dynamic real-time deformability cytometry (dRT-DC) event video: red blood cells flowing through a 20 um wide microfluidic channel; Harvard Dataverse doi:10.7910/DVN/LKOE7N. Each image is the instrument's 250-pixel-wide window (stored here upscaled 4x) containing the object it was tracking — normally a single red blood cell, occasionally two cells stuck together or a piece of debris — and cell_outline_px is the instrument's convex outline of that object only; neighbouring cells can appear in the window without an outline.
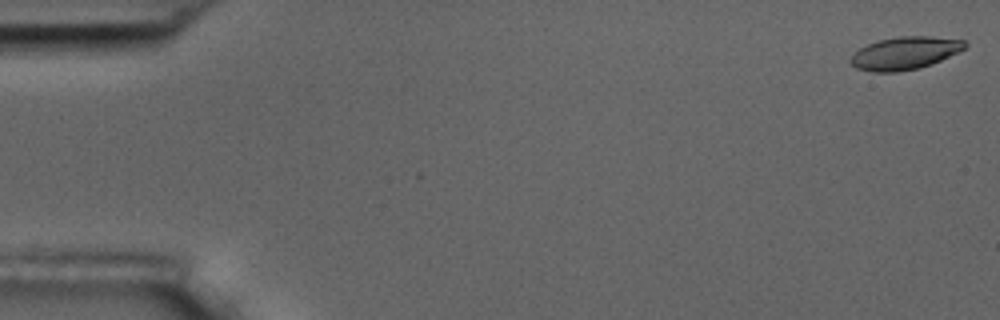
{"species": "common noctule bat (a hibernating species)", "species_latin": "Nyctalus noctula", "temperature_condition": "room temperature", "stored_images_in_passage": 5, "camera_frame_rate_fps": 3000, "um_per_image_px": 0.085, "animal": {"sex": "male", "body_mass_g": 17.5, "forearm_length_mm": 52.3}, "frame": {"image": 1, "passage_image": 1, "time_ms": 0.0, "image_size_px": [1000, 320], "cell_outline_px": [[968, 44], [964, 48], [932, 64], [920, 68], [896, 72], [872, 72], [856, 68], [848, 60], [860, 48], [868, 44], [880, 40], [900, 36], [928, 36], [964, 40]], "centroid_in_image_um": [76.89, 4.52], "position_along_channel_um": 8.1, "area_um2": 21.56}}
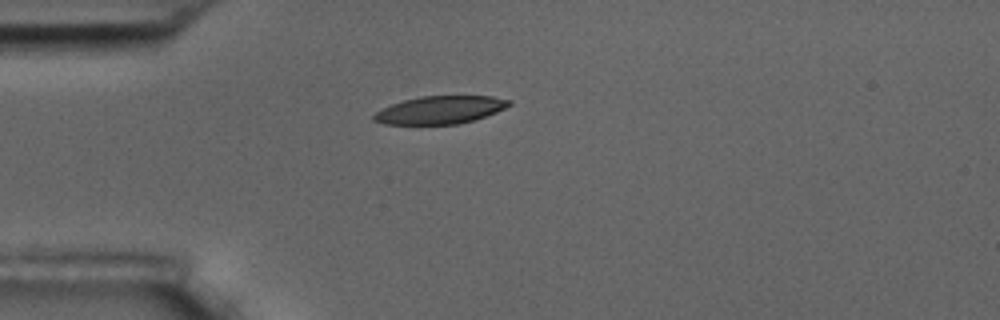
{"frame": {"image": 2, "passage_image": 5, "time_ms": 4.667, "image_size_px": [1000, 320], "cell_outline_px": [[512, 104], [496, 112], [472, 120], [456, 124], [384, 124], [372, 120], [372, 116], [376, 112], [392, 104], [404, 100], [420, 96], [492, 96], [512, 100]], "centroid_in_image_um": [37.41, 9.34], "position_along_channel_um": 47.6, "area_um2": 21.73}}